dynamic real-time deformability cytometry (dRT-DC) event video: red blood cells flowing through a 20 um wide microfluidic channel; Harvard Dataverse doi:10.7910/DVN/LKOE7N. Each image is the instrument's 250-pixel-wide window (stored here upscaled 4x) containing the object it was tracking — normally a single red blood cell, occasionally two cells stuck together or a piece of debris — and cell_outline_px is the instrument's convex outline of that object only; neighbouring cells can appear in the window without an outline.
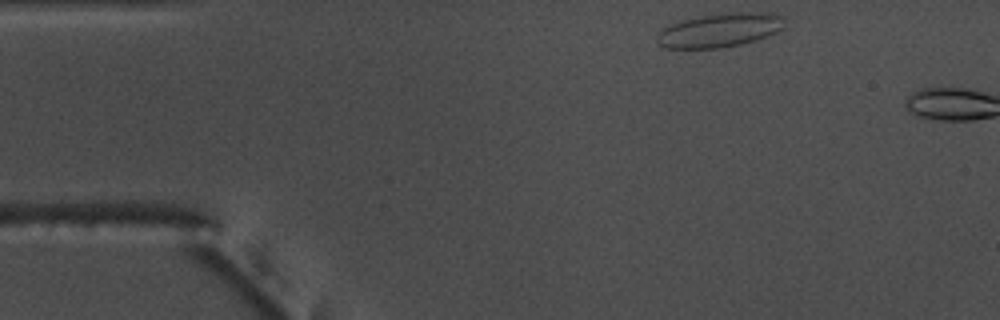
{"species": "common noctule bat (a hibernating species)", "species_latin": "Nyctalus noctula", "temperature_condition": "warm", "stored_images_in_passage": 3, "camera_frame_rate_fps": 3000, "um_per_image_px": 0.085, "animal": {"sex": "male", "body_mass_g": 17.5, "forearm_length_mm": 52.3}, "frame": {"image": 1, "passage_image": 1, "time_ms": 0.0, "image_size_px": [1000, 320], "cell_outline_px": [[784, 28], [768, 36], [756, 40], [740, 44], [720, 48], [664, 48], [656, 44], [656, 36], [664, 28], [672, 24], [684, 20], [704, 16], [732, 12], [776, 12], [784, 16]], "centroid_in_image_um": [61.23, 2.56], "position_along_channel_um": 23.8, "area_um2": 25.26}}